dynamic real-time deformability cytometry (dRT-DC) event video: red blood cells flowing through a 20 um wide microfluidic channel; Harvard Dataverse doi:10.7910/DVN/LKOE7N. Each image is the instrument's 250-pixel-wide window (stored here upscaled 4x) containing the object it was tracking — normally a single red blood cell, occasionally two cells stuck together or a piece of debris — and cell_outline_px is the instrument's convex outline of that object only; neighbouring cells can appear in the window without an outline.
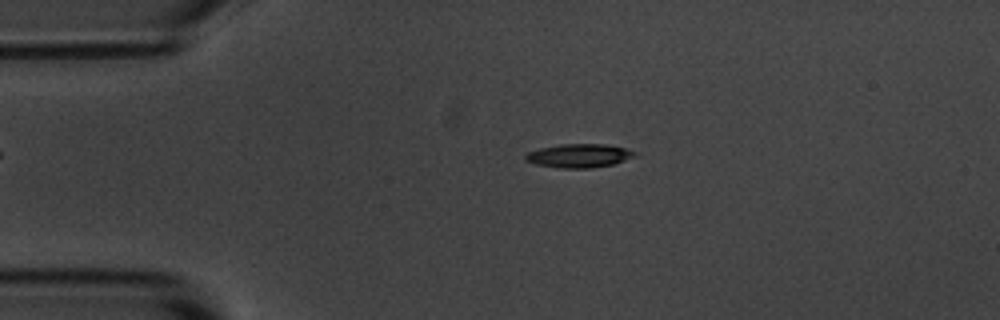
{"species": "common noctule bat (a hibernating species)", "species_latin": "Nyctalus noctula", "temperature_condition": "room temperature", "stored_images_in_passage": 4, "camera_frame_rate_fps": 3000, "um_per_image_px": 0.085, "animal": {"sex": "male", "body_mass_g": 20.1, "forearm_length_mm": 53.5}, "frame": {"image": 1, "passage_image": 3, "time_ms": 2.333, "image_size_px": [1000, 320], "cell_outline_px": [[636, 156], [612, 164], [592, 168], [560, 168], [536, 164], [524, 160], [524, 156], [528, 152], [540, 148], [560, 144], [604, 144], [624, 148], [636, 152]], "centroid_in_image_um": [49.19, 13.23], "position_along_channel_um": 35.8, "area_um2": 14.97}}